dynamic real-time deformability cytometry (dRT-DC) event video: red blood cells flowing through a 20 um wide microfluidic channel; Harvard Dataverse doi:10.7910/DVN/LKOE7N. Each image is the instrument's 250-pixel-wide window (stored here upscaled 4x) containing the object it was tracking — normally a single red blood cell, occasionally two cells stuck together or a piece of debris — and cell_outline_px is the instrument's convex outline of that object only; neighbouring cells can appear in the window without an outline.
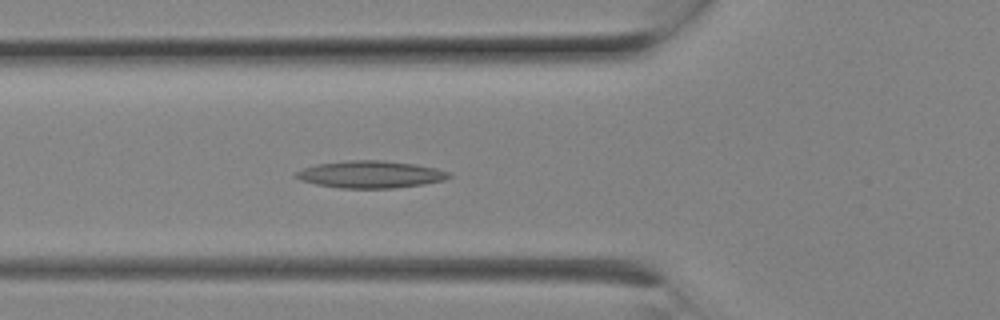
{"species": "Egyptian fruit bat (a non-hibernating species)", "species_latin": "Rousettus aegyptiacus", "temperature_condition": "room temperature", "stored_images_in_passage": 7, "camera_frame_rate_fps": 3000, "um_per_image_px": 0.085, "animal": {"sex": "female"}, "frame": {"image": 1, "passage_image": 7, "time_ms": 2.0, "image_size_px": [1000, 320], "cell_outline_px": [[452, 176], [444, 180], [424, 184], [396, 188], [340, 188], [316, 184], [300, 180], [292, 176], [296, 172], [304, 168], [316, 164], [348, 160], [380, 160], [416, 164], [436, 168], [452, 172]], "centroid_in_image_um": [31.51, 14.82], "position_along_channel_um": 94.3, "area_um2": 24.39}}